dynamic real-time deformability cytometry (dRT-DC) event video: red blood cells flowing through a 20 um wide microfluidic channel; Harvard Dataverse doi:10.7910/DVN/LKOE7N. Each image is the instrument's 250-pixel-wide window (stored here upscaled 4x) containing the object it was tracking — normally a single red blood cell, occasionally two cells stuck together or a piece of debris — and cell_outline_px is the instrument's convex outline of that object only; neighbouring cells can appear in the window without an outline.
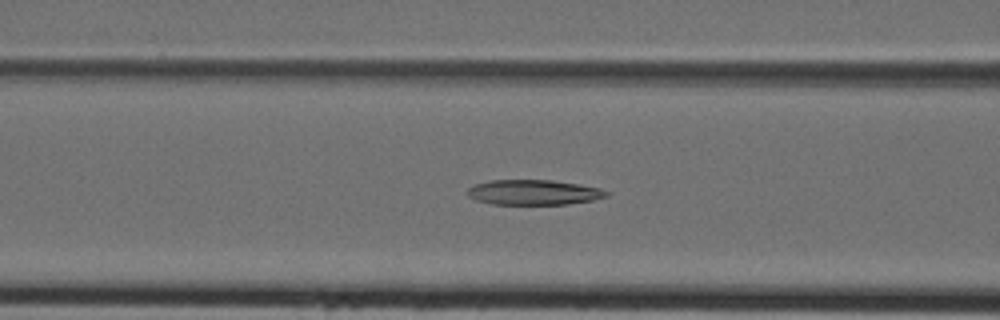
{"species": "Egyptian fruit bat (a non-hibernating species)", "species_latin": "Rousettus aegyptiacus", "temperature_condition": "cold", "stored_images_in_passage": 38, "camera_frame_rate_fps": 3000, "um_per_image_px": 0.085, "animal": {"sex": "female"}, "frame": {"image": 1, "passage_image": 11, "time_ms": 3.333, "image_size_px": [1000, 320], "cell_outline_px": [[612, 192], [608, 196], [592, 200], [568, 204], [492, 204], [476, 200], [468, 196], [468, 188], [476, 184], [492, 180], [552, 180], [600, 188]], "centroid_in_image_um": [45.39, 16.35], "position_along_channel_um": 121.2, "area_um2": 20.23}}
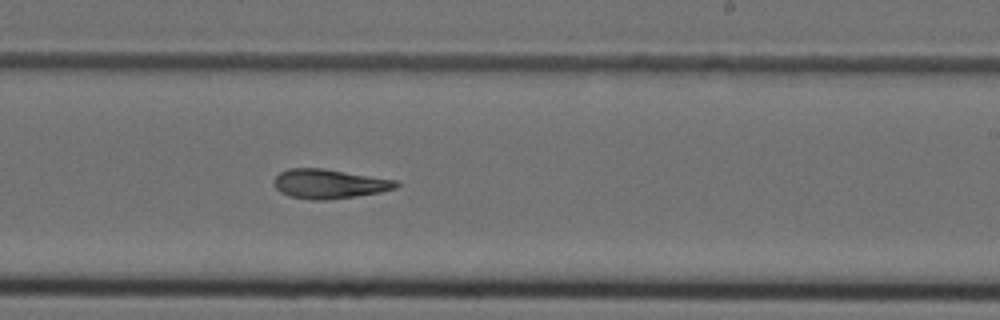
{"frame": {"image": 2, "passage_image": 20, "time_ms": 6.333, "image_size_px": [1000, 320], "cell_outline_px": [[400, 184], [396, 188], [380, 192], [356, 196], [328, 200], [312, 200], [288, 196], [280, 192], [272, 184], [272, 180], [280, 172], [288, 168], [324, 168], [396, 180]], "centroid_in_image_um": [27.94, 15.62], "position_along_channel_um": 261.1, "area_um2": 21.1}}
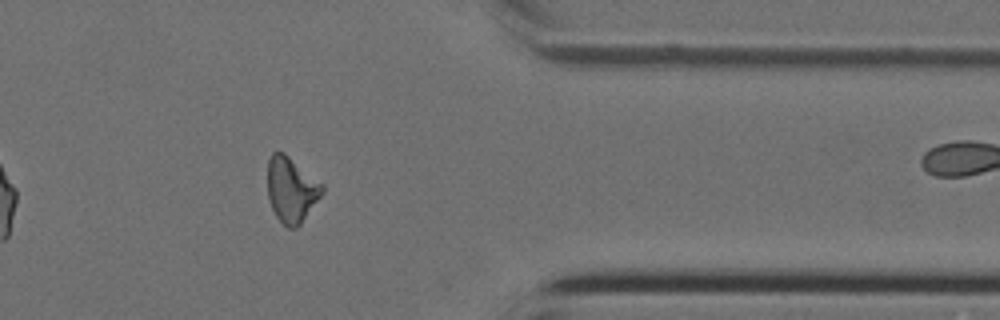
{"frame": {"image": 3, "passage_image": 29, "time_ms": 9.333, "image_size_px": [1000, 320], "cell_outline_px": [[324, 192], [300, 224], [296, 228], [288, 228], [276, 216], [268, 200], [268, 160], [272, 152], [284, 152], [324, 184]], "centroid_in_image_um": [24.77, 16.11], "position_along_channel_um": 386.6, "area_um2": 20.81}}